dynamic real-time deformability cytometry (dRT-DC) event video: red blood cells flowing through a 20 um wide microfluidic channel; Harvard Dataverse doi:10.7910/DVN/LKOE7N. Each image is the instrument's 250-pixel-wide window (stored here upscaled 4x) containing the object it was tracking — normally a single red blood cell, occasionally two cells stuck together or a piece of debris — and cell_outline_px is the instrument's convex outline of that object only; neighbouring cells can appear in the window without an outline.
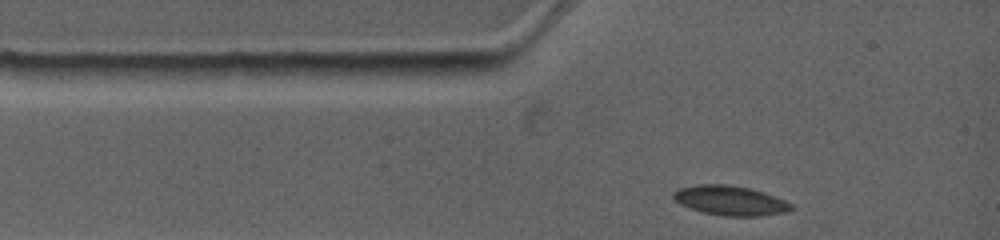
{"species": "common noctule bat (a hibernating species)", "species_latin": "Nyctalus noctula", "temperature_condition": "warm", "stored_images_in_passage": 2, "camera_frame_rate_fps": 4500, "um_per_image_px": 0.085, "animal": {"sex": "female", "body_mass_g": 19.0, "forearm_length_mm": 53.3}, "frame": {"image": 1, "passage_image": 1, "time_ms": 0.0, "image_size_px": [1000, 240], "cell_outline_px": [[792, 208], [784, 212], [760, 216], [724, 216], [704, 212], [680, 204], [672, 196], [672, 192], [680, 188], [696, 184], [728, 184], [748, 188], [764, 192], [784, 200], [792, 204]], "centroid_in_image_um": [62.05, 17.03], "position_along_channel_um": 23.0, "area_um2": 20.11}}